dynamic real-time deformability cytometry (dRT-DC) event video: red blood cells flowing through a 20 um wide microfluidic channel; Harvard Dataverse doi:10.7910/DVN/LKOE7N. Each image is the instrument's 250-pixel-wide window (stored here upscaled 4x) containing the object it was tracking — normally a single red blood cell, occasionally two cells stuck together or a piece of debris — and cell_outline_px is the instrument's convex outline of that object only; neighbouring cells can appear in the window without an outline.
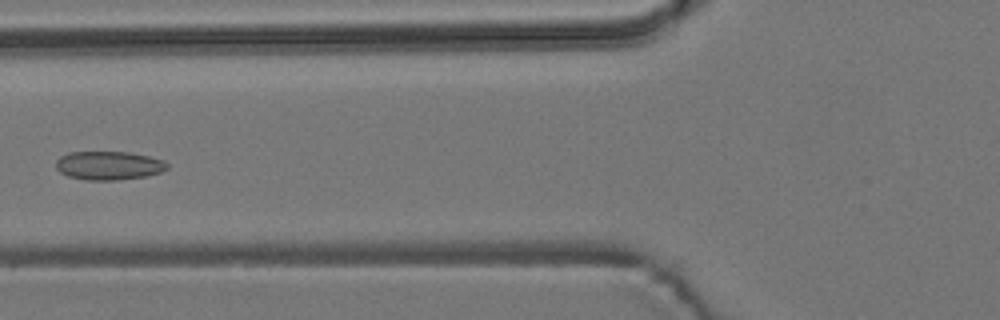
{"species": "common noctule bat (a hibernating species)", "species_latin": "Nyctalus noctula", "temperature_condition": "room temperature", "stored_images_in_passage": 3, "camera_frame_rate_fps": 3000, "um_per_image_px": 0.085, "animal": {"sex": "male", "body_mass_g": 19.2, "forearm_length_mm": 51.8}, "frame": {"image": 1, "passage_image": 2, "time_ms": 0.333, "image_size_px": [1000, 320], "cell_outline_px": [[168, 168], [160, 172], [148, 176], [120, 180], [84, 180], [68, 176], [60, 172], [56, 168], [56, 160], [60, 156], [68, 152], [128, 152], [148, 156], [164, 160], [168, 164]], "centroid_in_image_um": [9.24, 14.07], "position_along_channel_um": 116.6, "area_um2": 18.73}}
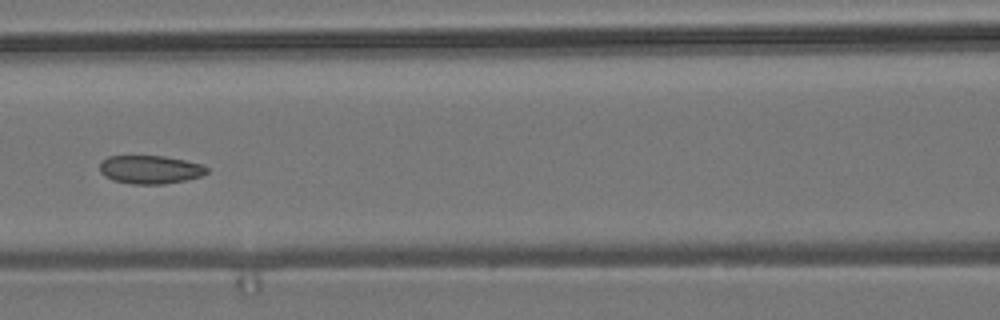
{"frame": {"image": 2, "passage_image": 3, "time_ms": 0.667, "image_size_px": [1000, 320], "cell_outline_px": [[208, 172], [200, 176], [184, 180], [164, 184], [132, 184], [112, 180], [104, 176], [100, 172], [100, 164], [108, 156], [164, 156], [184, 160], [200, 164], [208, 168]], "centroid_in_image_um": [12.74, 14.41], "position_along_channel_um": 153.9, "area_um2": 17.57}}